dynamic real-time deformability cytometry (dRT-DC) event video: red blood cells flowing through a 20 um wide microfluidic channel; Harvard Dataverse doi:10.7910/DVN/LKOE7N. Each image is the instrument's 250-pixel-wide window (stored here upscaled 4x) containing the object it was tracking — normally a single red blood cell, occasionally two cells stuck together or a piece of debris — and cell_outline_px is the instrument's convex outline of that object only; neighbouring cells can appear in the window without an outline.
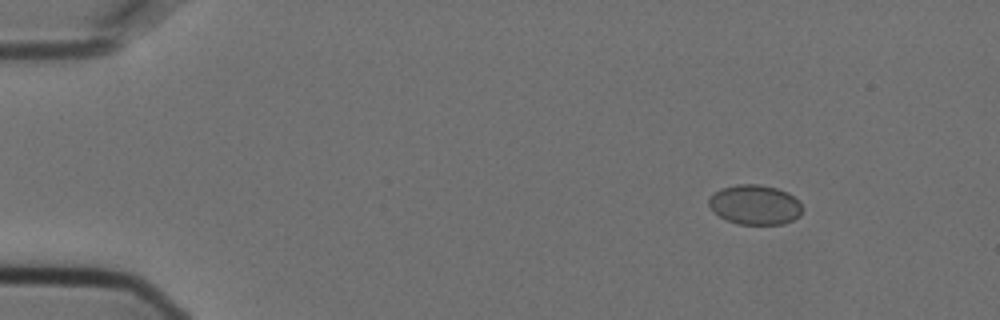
{"species": "Egyptian fruit bat (a non-hibernating species)", "species_latin": "Rousettus aegyptiacus", "temperature_condition": "cold", "stored_images_in_passage": 10, "camera_frame_rate_fps": 3000, "um_per_image_px": 0.085, "animal": {"sex": "female"}, "frame": {"image": 1, "passage_image": 2, "time_ms": 0.333, "image_size_px": [1000, 320], "cell_outline_px": [[804, 208], [800, 216], [784, 224], [736, 224], [724, 220], [712, 212], [708, 204], [708, 200], [720, 188], [736, 184], [760, 184], [776, 188], [788, 192], [800, 200]], "centroid_in_image_um": [64.18, 17.41], "position_along_channel_um": 20.8, "area_um2": 22.14}}
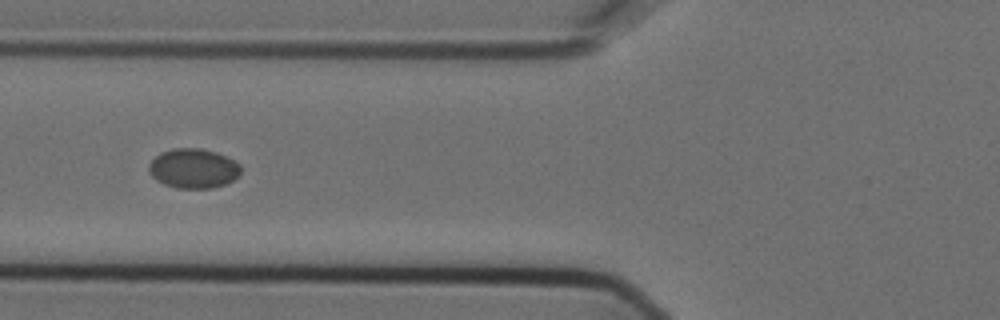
{"frame": {"image": 2, "passage_image": 6, "time_ms": 1.667, "image_size_px": [1000, 320], "cell_outline_px": [[240, 176], [224, 184], [212, 188], [176, 188], [164, 184], [156, 180], [148, 172], [148, 164], [160, 152], [172, 148], [200, 148], [216, 152], [240, 164]], "centroid_in_image_um": [16.41, 14.31], "position_along_channel_um": 109.4, "area_um2": 21.27}}
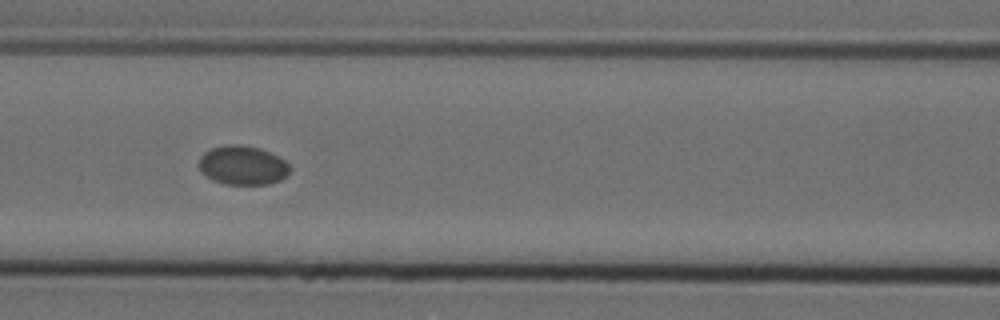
{"frame": {"image": 3, "passage_image": 7, "time_ms": 2.0, "image_size_px": [1000, 320], "cell_outline_px": [[292, 168], [280, 180], [268, 184], [224, 184], [212, 180], [204, 176], [200, 172], [200, 156], [204, 152], [212, 148], [228, 144], [244, 144], [260, 148], [284, 160]], "centroid_in_image_um": [20.59, 14.05], "position_along_channel_um": 146.0, "area_um2": 20.75}}